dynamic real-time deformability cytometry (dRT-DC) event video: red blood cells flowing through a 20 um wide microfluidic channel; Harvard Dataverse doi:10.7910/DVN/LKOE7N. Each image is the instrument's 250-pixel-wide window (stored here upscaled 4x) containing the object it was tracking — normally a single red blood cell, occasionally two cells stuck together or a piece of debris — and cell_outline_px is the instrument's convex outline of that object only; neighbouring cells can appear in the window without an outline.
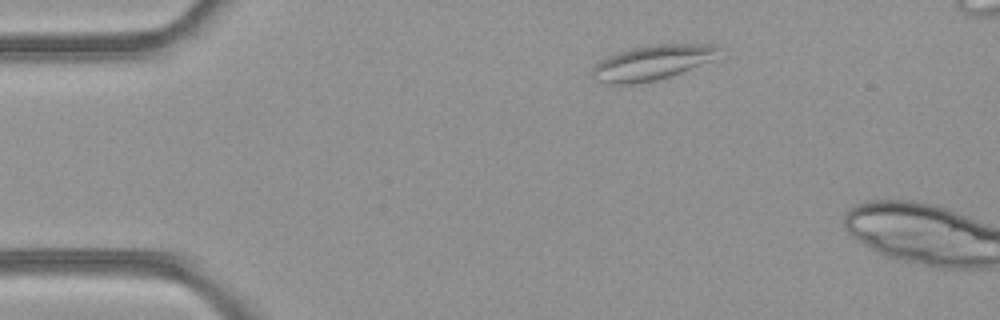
{"species": "common noctule bat (a hibernating species)", "species_latin": "Nyctalus noctula", "temperature_condition": "room temperature", "stored_images_in_passage": 4, "camera_frame_rate_fps": 3000, "um_per_image_px": 0.085, "animal": {"sex": "female", "body_mass_g": 21.9}, "frame": {"image": 1, "passage_image": 1, "time_ms": 0.0, "image_size_px": [1000, 320], "cell_outline_px": [[720, 48], [712, 60], [672, 76], [656, 80], [632, 84], [604, 84], [592, 80], [588, 72], [600, 60], [608, 56], [632, 48], [652, 44], [716, 44]], "centroid_in_image_um": [55.35, 5.34], "position_along_channel_um": 29.6, "area_um2": 25.89}}